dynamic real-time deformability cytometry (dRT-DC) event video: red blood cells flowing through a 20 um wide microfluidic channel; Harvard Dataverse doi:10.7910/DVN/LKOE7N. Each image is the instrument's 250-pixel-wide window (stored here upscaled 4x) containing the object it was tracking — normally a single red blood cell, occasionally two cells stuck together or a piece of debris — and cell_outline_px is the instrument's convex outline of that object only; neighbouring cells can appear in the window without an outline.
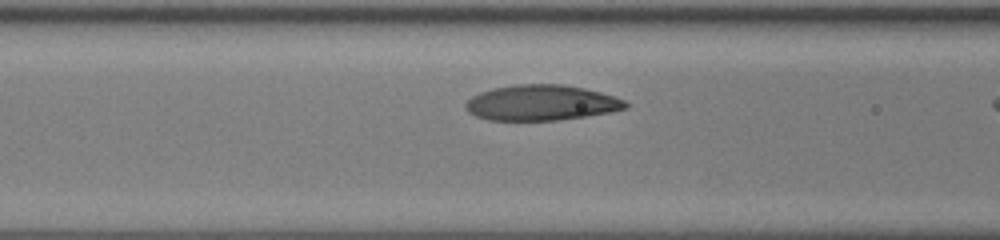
{"species": "human", "species_latin": "Homo sapiens", "temperature_condition": "room temperature", "stored_images_in_passage": 9, "camera_frame_rate_fps": 3000, "um_per_image_px": 0.085, "donor": {"sex": "female"}, "frame": {"image": 1, "passage_image": 7, "time_ms": 2.0, "image_size_px": [1000, 240], "cell_outline_px": [[628, 108], [608, 112], [560, 120], [488, 120], [476, 116], [468, 112], [464, 108], [464, 104], [472, 96], [480, 92], [492, 88], [516, 84], [564, 84], [584, 88], [600, 92], [624, 100], [628, 104]], "centroid_in_image_um": [45.97, 8.73], "position_along_channel_um": 120.6, "area_um2": 33.06}}